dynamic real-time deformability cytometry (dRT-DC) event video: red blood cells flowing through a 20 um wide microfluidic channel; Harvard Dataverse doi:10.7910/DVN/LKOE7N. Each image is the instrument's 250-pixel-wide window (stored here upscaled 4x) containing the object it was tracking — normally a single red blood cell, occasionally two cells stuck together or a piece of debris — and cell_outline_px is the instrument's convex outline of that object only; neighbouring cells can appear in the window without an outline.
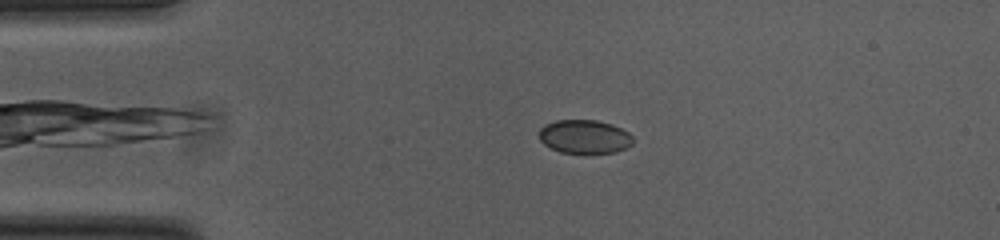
{"species": "common noctule bat (a hibernating species)", "species_latin": "Nyctalus noctula", "temperature_condition": "cold", "stored_images_in_passage": 53, "camera_frame_rate_fps": 3000, "um_per_image_px": 0.085, "animal": {"sex": "female", "body_mass_g": 23.0, "forearm_length_mm": 53.4}, "frame": {"image": 1, "passage_image": 11, "time_ms": 3.333, "image_size_px": [1000, 240], "cell_outline_px": [[632, 144], [616, 152], [560, 152], [544, 144], [540, 140], [540, 128], [544, 124], [556, 120], [596, 120], [612, 124], [628, 132], [632, 136]], "centroid_in_image_um": [49.67, 11.59], "position_along_channel_um": 35.3, "area_um2": 18.15}}
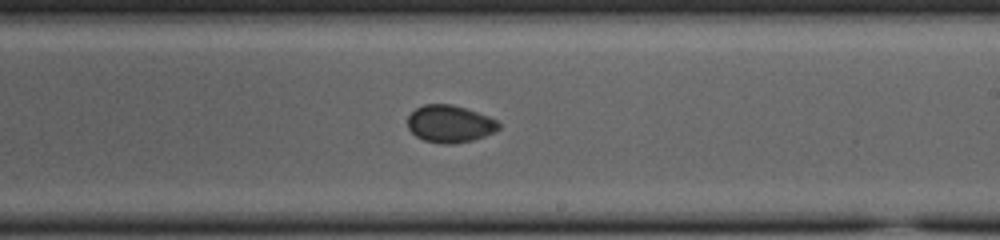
{"frame": {"image": 2, "passage_image": 31, "time_ms": 10.0, "image_size_px": [1000, 240], "cell_outline_px": [[500, 128], [496, 132], [472, 140], [452, 144], [444, 144], [424, 140], [416, 136], [408, 128], [408, 116], [416, 108], [424, 104], [452, 104], [488, 116], [496, 120], [500, 124]], "centroid_in_image_um": [38.24, 10.53], "position_along_channel_um": 250.8, "area_um2": 19.71}}
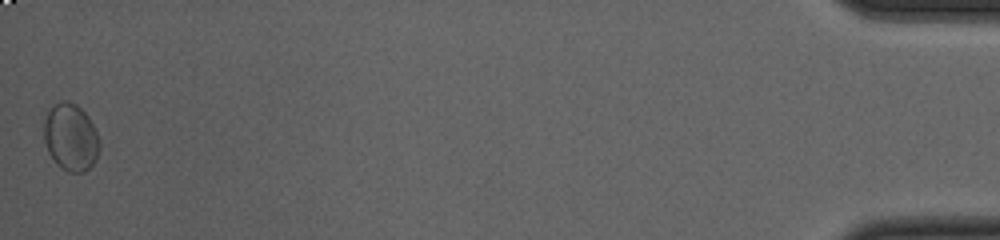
{"frame": {"image": 3, "passage_image": 53, "time_ms": 17.333, "image_size_px": [1000, 240], "cell_outline_px": [[100, 148], [96, 160], [84, 172], [68, 172], [60, 168], [56, 164], [48, 152], [44, 140], [44, 120], [48, 112], [60, 100], [64, 100], [76, 104], [88, 116], [100, 140]], "centroid_in_image_um": [6.02, 11.69], "position_along_channel_um": 429.2, "area_um2": 21.79}, "authors_computed_cell_mechanics": {"area_um2": 19.652, "velocity_mm_per_s": 3.7741, "shape_relaxation_time_tau1_ms": 4.3659, "shape_relaxation_time_tau2_ms": 1.9839, "deformation_change_tau1": 0.0625, "deformation_change_tau2": 0.0333}}